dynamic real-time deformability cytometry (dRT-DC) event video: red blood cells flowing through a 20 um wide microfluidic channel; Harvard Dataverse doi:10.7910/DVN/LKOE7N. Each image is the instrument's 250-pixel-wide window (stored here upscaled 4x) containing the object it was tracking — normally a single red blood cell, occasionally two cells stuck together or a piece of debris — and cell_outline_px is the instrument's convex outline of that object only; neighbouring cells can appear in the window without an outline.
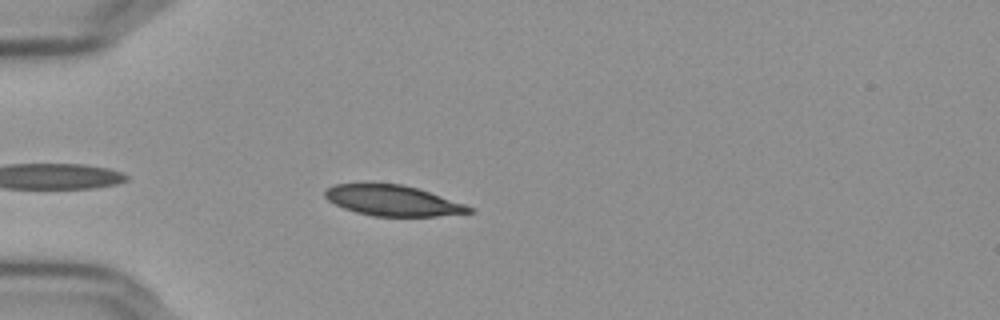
{"species": "Egyptian fruit bat (a non-hibernating species)", "species_latin": "Rousettus aegyptiacus", "temperature_condition": "cold", "stored_images_in_passage": 41, "camera_frame_rate_fps": 3000, "um_per_image_px": 0.085, "frame": {"image": 1, "passage_image": 4, "time_ms": 1.0, "image_size_px": [1000, 320], "cell_outline_px": [[476, 212], [436, 216], [372, 216], [356, 212], [344, 208], [328, 200], [324, 196], [324, 192], [332, 184], [368, 180], [400, 184], [416, 188], [476, 208]], "centroid_in_image_um": [33.31, 17.0], "position_along_channel_um": 51.7, "area_um2": 26.36}}
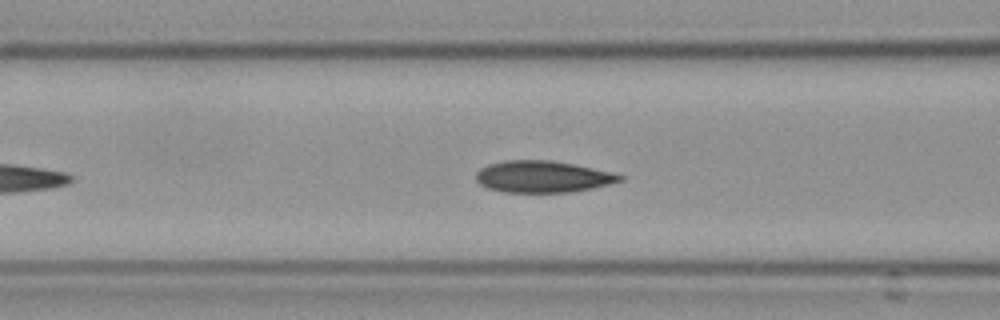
{"frame": {"image": 2, "passage_image": 11, "time_ms": 3.333, "image_size_px": [1000, 320], "cell_outline_px": [[624, 180], [592, 188], [572, 192], [504, 192], [488, 188], [480, 184], [476, 180], [476, 172], [480, 168], [488, 164], [508, 160], [548, 160], [572, 164], [612, 172], [624, 176]], "centroid_in_image_um": [46.11, 15.02], "position_along_channel_um": 120.5, "area_um2": 26.41}}
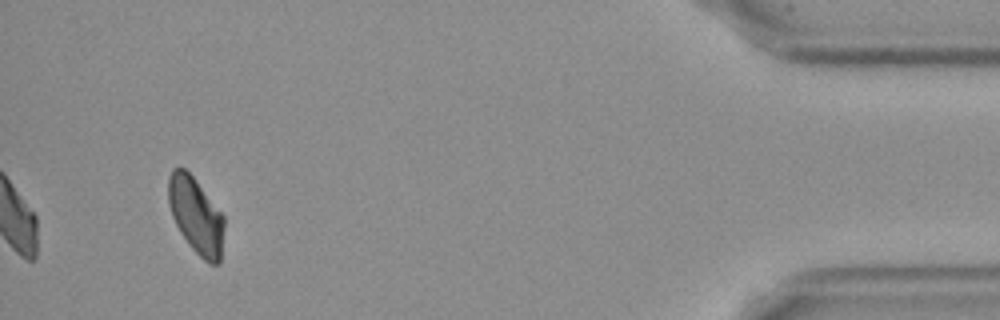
{"frame": {"image": 3, "passage_image": 41, "time_ms": 13.333, "image_size_px": [1000, 320], "cell_outline_px": [[224, 228], [220, 264], [208, 264], [188, 244], [180, 232], [172, 216], [168, 204], [168, 176], [172, 168], [184, 168], [192, 176], [224, 216]], "centroid_in_image_um": [16.65, 18.34], "position_along_channel_um": 418.6, "area_um2": 24.68}, "authors_computed_cell_mechanics": {"area_um2": 26.01, "velocity_mm_per_s": 3.6447, "shape_relaxation_time_tau1_ms": 3.2994, "shape_relaxation_time_tau2_ms": 4.7457, "deformation_change_tau1": 0.0913, "deformation_change_tau2": 0.0807}}